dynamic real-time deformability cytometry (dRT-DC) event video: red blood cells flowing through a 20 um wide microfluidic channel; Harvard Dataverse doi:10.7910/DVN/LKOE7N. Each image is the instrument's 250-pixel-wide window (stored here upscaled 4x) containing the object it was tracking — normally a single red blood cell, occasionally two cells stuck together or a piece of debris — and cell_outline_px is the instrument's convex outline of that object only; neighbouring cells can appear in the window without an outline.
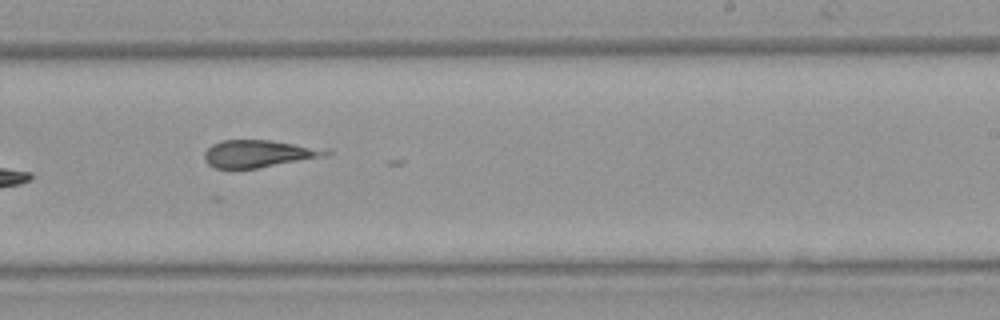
{"species": "Egyptian fruit bat (a non-hibernating species)", "species_latin": "Rousettus aegyptiacus", "temperature_condition": "warm", "stored_images_in_passage": 10, "camera_frame_rate_fps": 3000, "um_per_image_px": 0.085, "animal": {"sex": "female"}, "frame": {"image": 1, "passage_image": 6, "time_ms": 5.667, "image_size_px": [1000, 320], "cell_outline_px": [[332, 152], [328, 156], [260, 168], [216, 168], [208, 164], [204, 160], [204, 152], [212, 144], [220, 140], [272, 140], [332, 148]], "centroid_in_image_um": [22.1, 13.05], "position_along_channel_um": 266.9, "area_um2": 19.94}}
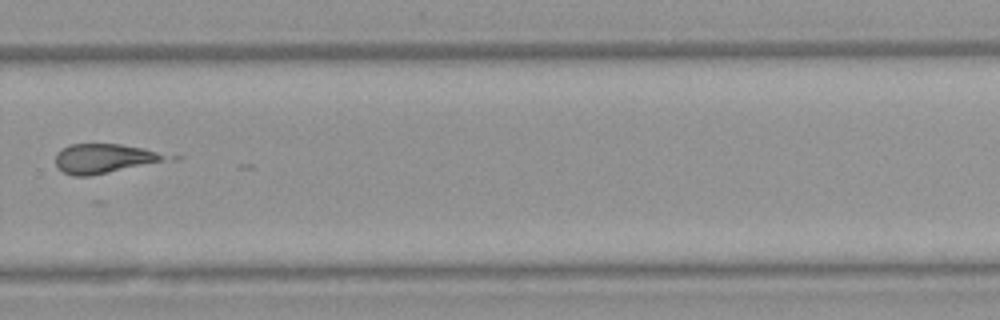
{"frame": {"image": 2, "passage_image": 7, "time_ms": 7.0, "image_size_px": [1000, 320], "cell_outline_px": [[164, 156], [160, 160], [88, 176], [72, 176], [56, 168], [56, 152], [72, 144], [120, 144], [144, 148], [156, 152]], "centroid_in_image_um": [8.64, 13.46], "position_along_channel_um": 321.2, "area_um2": 17.92}}
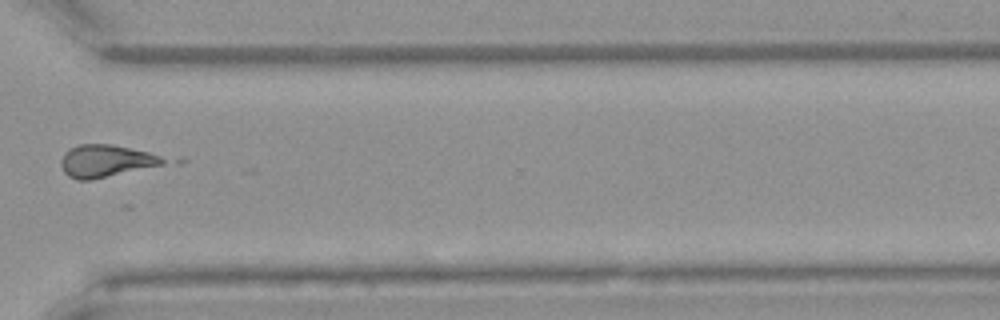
{"frame": {"image": 3, "passage_image": 8, "time_ms": 8.0, "image_size_px": [1000, 320], "cell_outline_px": [[168, 160], [164, 164], [92, 180], [76, 180], [68, 176], [64, 172], [60, 164], [60, 160], [64, 152], [68, 148], [80, 144], [112, 144], [148, 152], [160, 156]], "centroid_in_image_um": [8.95, 13.68], "position_along_channel_um": 361.7, "area_um2": 19.36}}